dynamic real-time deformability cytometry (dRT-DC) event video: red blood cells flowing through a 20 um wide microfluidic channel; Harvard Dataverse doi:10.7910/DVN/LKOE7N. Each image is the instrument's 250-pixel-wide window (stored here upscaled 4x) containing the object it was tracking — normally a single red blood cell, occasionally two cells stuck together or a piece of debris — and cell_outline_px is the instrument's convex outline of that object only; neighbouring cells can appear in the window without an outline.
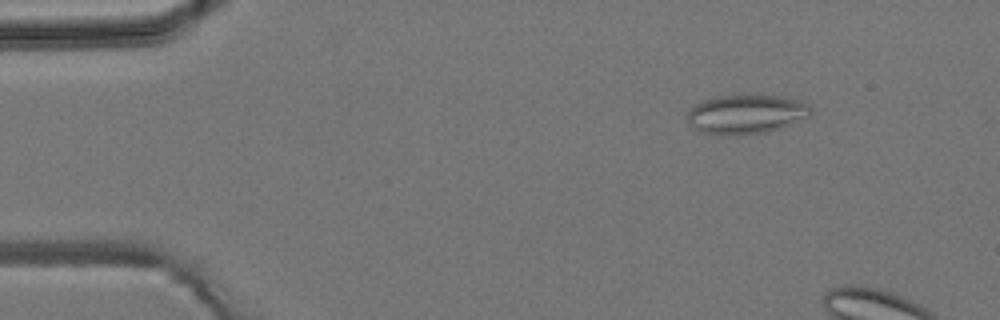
{"species": "common noctule bat (a hibernating species)", "species_latin": "Nyctalus noctula", "temperature_condition": "room temperature", "stored_images_in_passage": 3, "camera_frame_rate_fps": 3000, "um_per_image_px": 0.085, "animal": {"sex": "male", "body_mass_g": 19.2, "forearm_length_mm": 51.8}, "frame": {"image": 1, "passage_image": 1, "time_ms": 0.0, "image_size_px": [1000, 320], "cell_outline_px": [[812, 116], [780, 128], [768, 132], [736, 136], [720, 136], [700, 132], [692, 128], [688, 124], [688, 112], [700, 100], [716, 96], [780, 96], [804, 100], [812, 108]], "centroid_in_image_um": [63.43, 9.73], "position_along_channel_um": 21.6, "area_um2": 28.78}}